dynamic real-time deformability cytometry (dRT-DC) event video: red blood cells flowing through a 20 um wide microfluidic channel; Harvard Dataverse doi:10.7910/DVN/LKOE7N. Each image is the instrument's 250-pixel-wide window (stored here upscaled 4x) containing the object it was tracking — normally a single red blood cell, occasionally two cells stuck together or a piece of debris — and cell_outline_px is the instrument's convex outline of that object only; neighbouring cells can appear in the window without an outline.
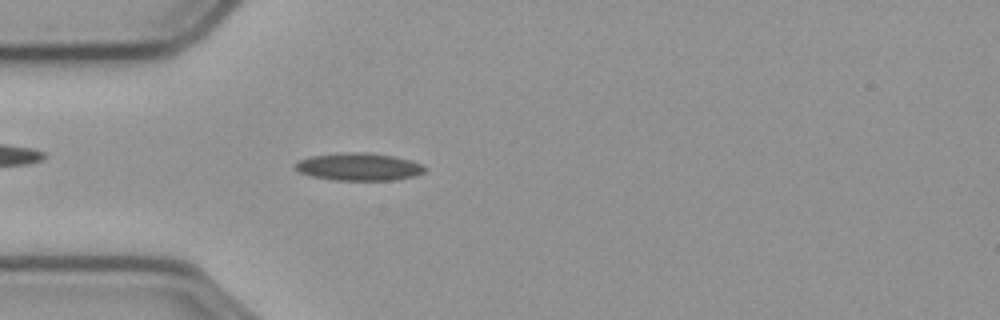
{"species": "common noctule bat (a hibernating species)", "species_latin": "Nyctalus noctula", "temperature_condition": "cold", "stored_images_in_passage": 49, "camera_frame_rate_fps": 3000, "um_per_image_px": 0.085, "animal": {"sex": "male", "body_mass_g": 23.1, "forearm_length_mm": 52.7}, "frame": {"image": 1, "passage_image": 8, "time_ms": 2.333, "image_size_px": [1000, 320], "cell_outline_px": [[428, 168], [424, 172], [416, 176], [396, 180], [336, 180], [312, 176], [300, 172], [292, 164], [300, 160], [312, 156], [356, 152], [360, 152], [392, 156], [412, 160], [424, 164]], "centroid_in_image_um": [30.58, 14.19], "position_along_channel_um": 54.4, "area_um2": 20.69}}
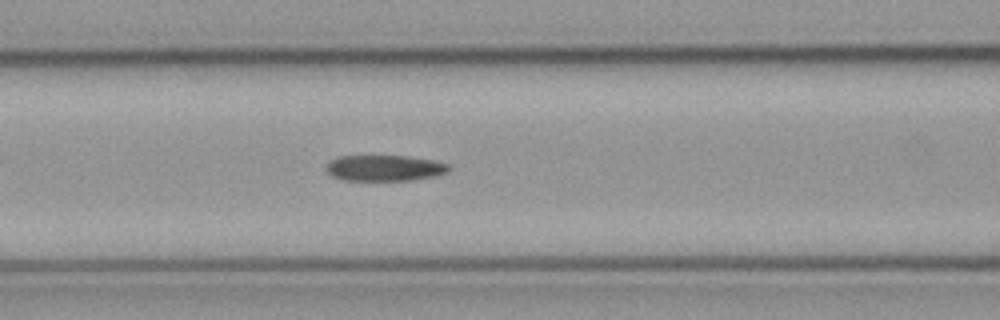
{"frame": {"image": 2, "passage_image": 15, "time_ms": 4.667, "image_size_px": [1000, 320], "cell_outline_px": [[452, 168], [448, 172], [440, 176], [412, 180], [344, 180], [332, 176], [324, 168], [332, 160], [340, 156], [408, 156], [432, 160], [448, 164]], "centroid_in_image_um": [32.75, 14.29], "position_along_channel_um": 133.9, "area_um2": 18.61}}
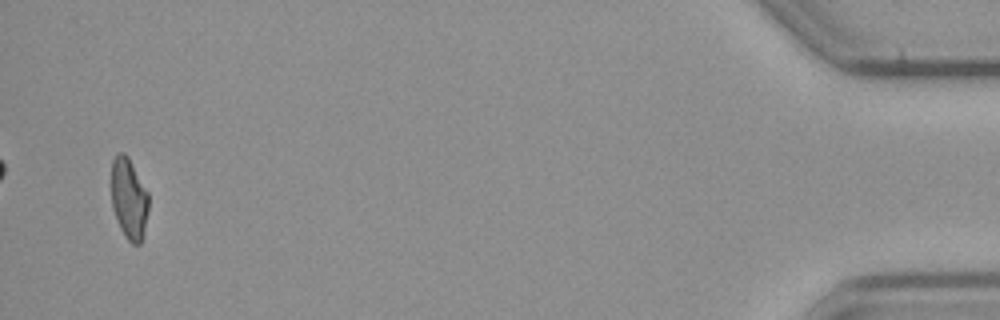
{"frame": {"image": 3, "passage_image": 47, "time_ms": 15.333, "image_size_px": [1000, 320], "cell_outline_px": [[148, 208], [144, 228], [140, 244], [132, 244], [124, 236], [120, 228], [112, 208], [112, 160], [116, 152], [124, 152], [128, 156], [148, 192]], "centroid_in_image_um": [10.94, 16.85], "position_along_channel_um": 424.3, "area_um2": 17.51}}